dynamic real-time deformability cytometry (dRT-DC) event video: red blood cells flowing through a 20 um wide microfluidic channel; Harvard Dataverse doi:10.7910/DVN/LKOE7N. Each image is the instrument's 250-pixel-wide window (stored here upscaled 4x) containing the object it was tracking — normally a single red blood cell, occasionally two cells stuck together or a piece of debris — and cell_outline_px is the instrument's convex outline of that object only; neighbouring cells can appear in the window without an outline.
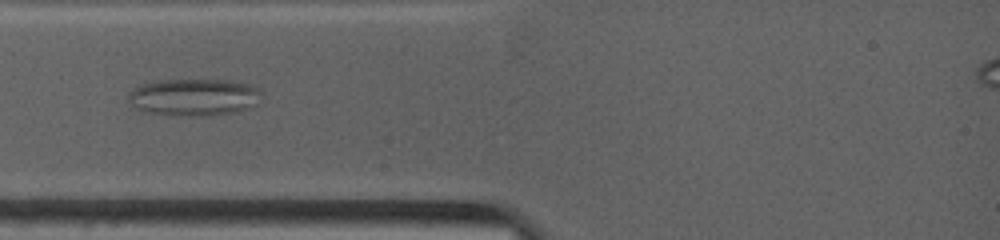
{"species": "common noctule bat (a hibernating species)", "species_latin": "Nyctalus noctula", "temperature_condition": "warm", "stored_images_in_passage": 5, "camera_frame_rate_fps": 4500, "um_per_image_px": 0.085, "animal": {"sex": "female", "body_mass_g": 19.0, "forearm_length_mm": 53.3}, "frame": {"image": 1, "passage_image": 4, "time_ms": 2.222, "image_size_px": [1000, 240], "cell_outline_px": [[260, 92], [256, 104], [252, 108], [236, 112], [212, 116], [180, 116], [144, 112], [128, 104], [128, 96], [140, 84], [156, 80], [228, 80], [252, 84], [260, 88]], "centroid_in_image_um": [16.5, 8.27], "position_along_channel_um": 68.5, "area_um2": 29.25}}